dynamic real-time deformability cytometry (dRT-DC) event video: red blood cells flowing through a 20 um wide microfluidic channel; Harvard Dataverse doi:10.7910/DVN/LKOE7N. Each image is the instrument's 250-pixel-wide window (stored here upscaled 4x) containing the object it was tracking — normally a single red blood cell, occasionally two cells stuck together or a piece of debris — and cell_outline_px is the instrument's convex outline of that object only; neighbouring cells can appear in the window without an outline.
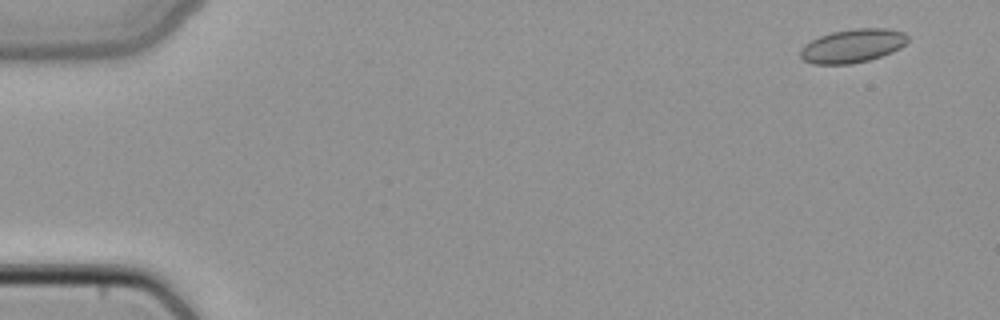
{"species": "common noctule bat (a hibernating species)", "species_latin": "Nyctalus noctula", "temperature_condition": "cold", "stored_images_in_passage": 50, "camera_frame_rate_fps": 3000, "um_per_image_px": 0.085, "animal": {"sex": "female", "body_mass_g": 22.7, "forearm_length_mm": 54.2}, "frame": {"image": 1, "passage_image": 4, "time_ms": 1.0, "image_size_px": [1000, 320], "cell_outline_px": [[908, 40], [900, 48], [892, 52], [868, 60], [852, 64], [812, 64], [804, 60], [800, 56], [800, 48], [804, 44], [820, 36], [832, 32], [856, 28], [888, 28], [904, 32], [908, 36]], "centroid_in_image_um": [72.46, 3.89], "position_along_channel_um": 12.5, "area_um2": 21.04}}
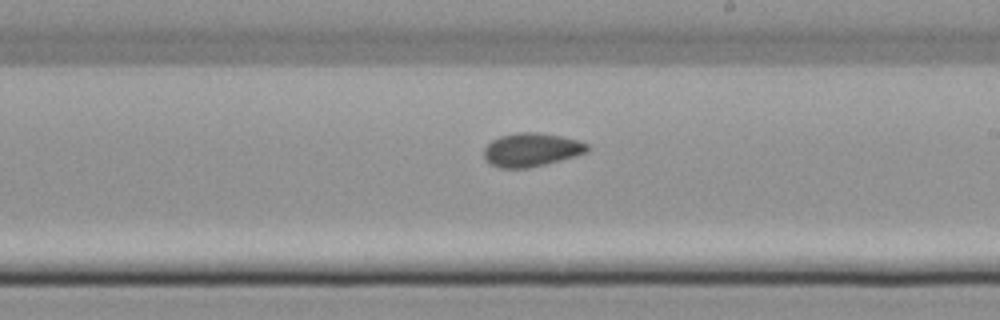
{"frame": {"image": 2, "passage_image": 30, "time_ms": 9.667, "image_size_px": [1000, 320], "cell_outline_px": [[588, 152], [576, 156], [528, 168], [500, 168], [484, 160], [484, 148], [492, 140], [500, 136], [516, 132], [540, 132], [560, 136], [576, 140], [588, 144]], "centroid_in_image_um": [45.15, 12.72], "position_along_channel_um": 243.9, "area_um2": 20.17}}
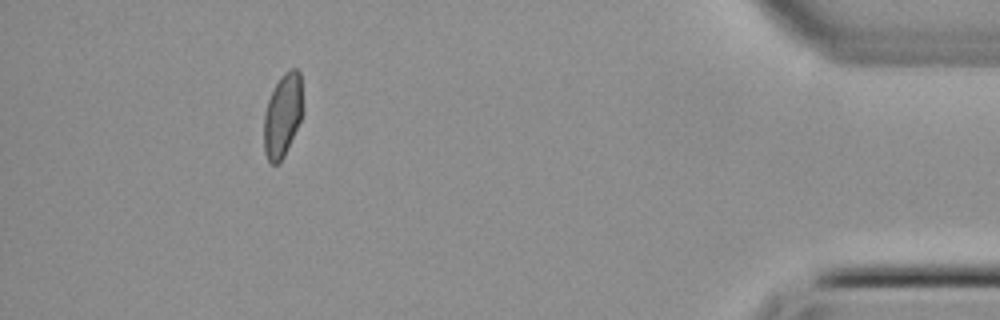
{"frame": {"image": 3, "passage_image": 46, "time_ms": 15.0, "image_size_px": [1000, 320], "cell_outline_px": [[304, 112], [284, 156], [276, 164], [272, 164], [268, 160], [264, 152], [264, 112], [268, 100], [280, 76], [284, 72], [292, 68], [296, 68], [300, 72]], "centroid_in_image_um": [24.04, 9.77], "position_along_channel_um": 411.2, "area_um2": 19.02}}